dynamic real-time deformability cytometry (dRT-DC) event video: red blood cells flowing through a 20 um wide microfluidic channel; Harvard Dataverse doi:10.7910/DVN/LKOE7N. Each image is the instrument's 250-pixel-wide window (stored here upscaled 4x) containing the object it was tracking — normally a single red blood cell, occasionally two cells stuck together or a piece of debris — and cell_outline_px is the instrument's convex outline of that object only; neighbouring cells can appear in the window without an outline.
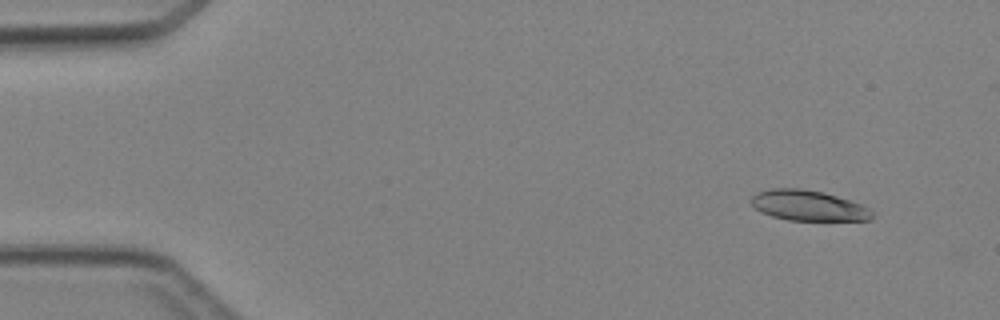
{"species": "Egyptian fruit bat (a non-hibernating species)", "species_latin": "Rousettus aegyptiacus", "temperature_condition": "cold", "stored_images_in_passage": 5, "camera_frame_rate_fps": 3000, "um_per_image_px": 0.085, "animal": {"sex": "female"}, "frame": {"image": 1, "passage_image": 2, "time_ms": 1.0, "image_size_px": [1000, 320], "cell_outline_px": [[872, 220], [788, 220], [772, 216], [760, 212], [748, 200], [756, 192], [768, 188], [800, 188], [824, 192], [852, 200], [868, 208], [872, 212]], "centroid_in_image_um": [68.66, 17.45], "position_along_channel_um": 16.3, "area_um2": 21.62}}